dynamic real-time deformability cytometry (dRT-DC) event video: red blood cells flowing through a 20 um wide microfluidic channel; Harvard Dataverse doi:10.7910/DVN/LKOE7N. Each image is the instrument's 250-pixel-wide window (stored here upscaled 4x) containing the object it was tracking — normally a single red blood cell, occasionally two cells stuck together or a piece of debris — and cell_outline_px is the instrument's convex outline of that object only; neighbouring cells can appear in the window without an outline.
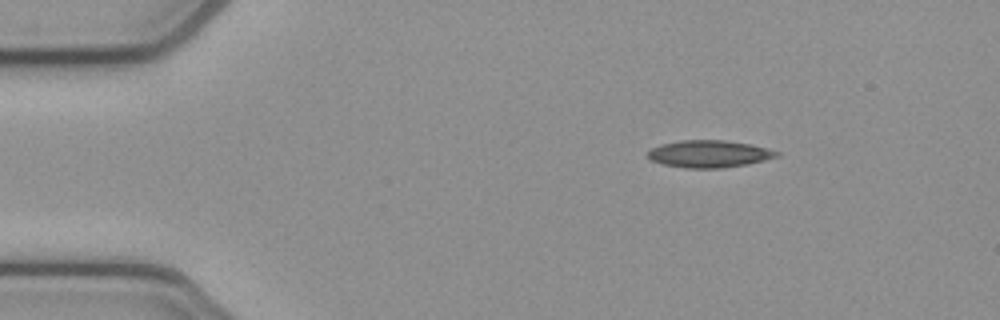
{"species": "common noctule bat (a hibernating species)", "species_latin": "Nyctalus noctula", "temperature_condition": "cold", "stored_images_in_passage": 46, "camera_frame_rate_fps": 3000, "um_per_image_px": 0.085, "animal": {"sex": "female", "body_mass_g": 21.9}, "frame": {"image": 1, "passage_image": 1, "time_ms": 0.0, "image_size_px": [1000, 320], "cell_outline_px": [[780, 156], [748, 164], [724, 168], [684, 168], [664, 164], [648, 160], [648, 152], [652, 148], [660, 144], [680, 140], [724, 140], [748, 144], [780, 152]], "centroid_in_image_um": [60.24, 13.09], "position_along_channel_um": 24.8, "area_um2": 20.4}}
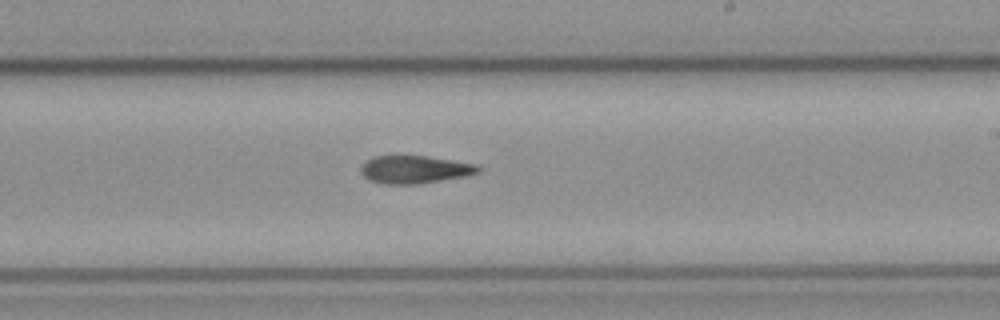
{"frame": {"image": 2, "passage_image": 24, "time_ms": 7.667, "image_size_px": [1000, 320], "cell_outline_px": [[484, 168], [480, 172], [468, 176], [416, 184], [384, 184], [368, 180], [360, 172], [360, 168], [368, 160], [376, 156], [396, 152], [428, 156], [480, 164]], "centroid_in_image_um": [35.29, 14.36], "position_along_channel_um": 253.7, "area_um2": 20.0}}
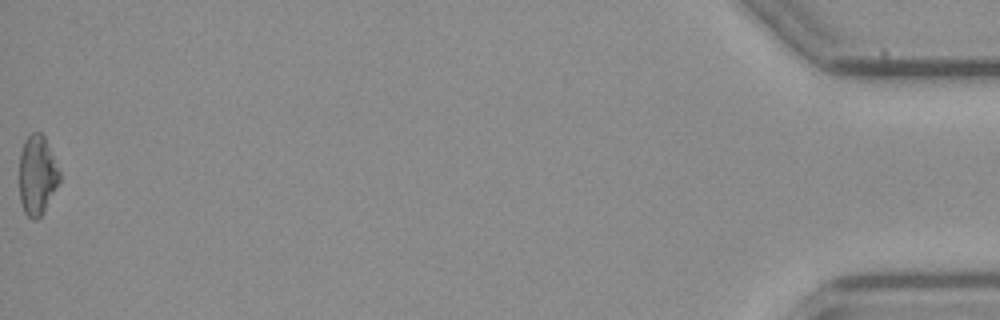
{"frame": {"image": 3, "passage_image": 46, "time_ms": 15.0, "image_size_px": [1000, 320], "cell_outline_px": [[60, 180], [44, 212], [36, 220], [32, 220], [24, 212], [20, 200], [20, 152], [24, 140], [32, 132], [40, 132], [44, 136], [60, 172]], "centroid_in_image_um": [3.15, 14.9], "position_along_channel_um": 432.0, "area_um2": 18.55}, "authors_computed_cell_mechanics": {"area_um2": 19.5364, "velocity_mm_per_s": 3.8707, "shape_relaxation_time_tau1_ms": null, "shape_relaxation_time_tau2_ms": 7.7649, "deformation_change_tau1": null, "deformation_change_tau2": 0.177}}